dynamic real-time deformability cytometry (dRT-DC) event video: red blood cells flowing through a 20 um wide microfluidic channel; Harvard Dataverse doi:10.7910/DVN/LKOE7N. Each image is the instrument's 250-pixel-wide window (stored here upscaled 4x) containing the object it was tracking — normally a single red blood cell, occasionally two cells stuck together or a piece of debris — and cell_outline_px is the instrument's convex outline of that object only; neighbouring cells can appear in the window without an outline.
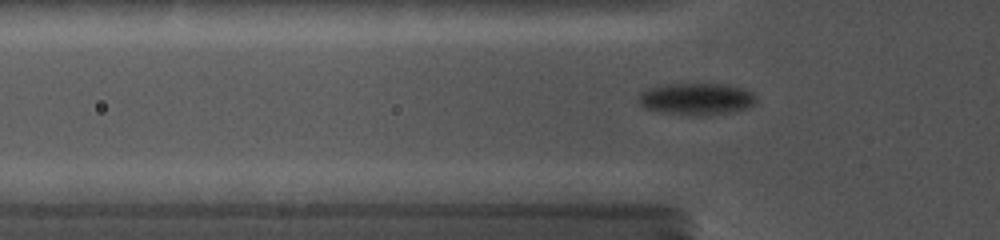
{"species": "common noctule bat (a hibernating species)", "species_latin": "Nyctalus noctula", "temperature_condition": "cold", "stored_images_in_passage": 40, "camera_frame_rate_fps": 5000, "um_per_image_px": 0.085, "animal": {"sex": "female", "body_mass_g": 19.0, "forearm_length_mm": 56.7}, "frame": {"image": 1, "passage_image": 13, "time_ms": 5.0, "image_size_px": [1000, 240], "cell_outline_px": [[752, 104], [748, 108], [708, 116], [696, 116], [660, 112], [644, 108], [640, 104], [640, 92], [648, 88], [664, 84], [716, 84], [736, 88], [748, 92], [752, 96]], "centroid_in_image_um": [59.07, 8.43], "position_along_channel_um": 66.7, "area_um2": 21.27}}
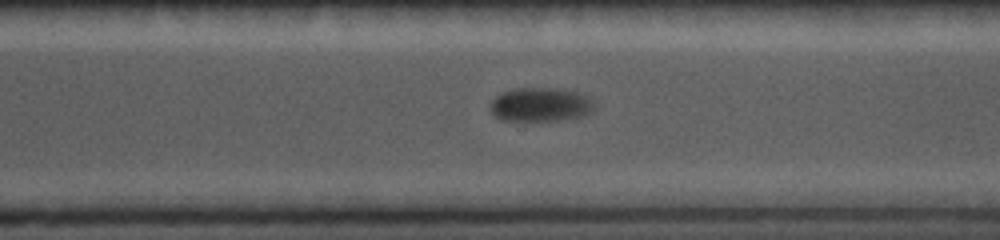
{"frame": {"image": 2, "passage_image": 29, "time_ms": 11.8, "image_size_px": [1000, 240], "cell_outline_px": [[592, 112], [580, 116], [560, 120], [500, 120], [492, 112], [492, 100], [496, 96], [504, 92], [520, 88], [540, 88], [568, 92], [584, 96], [592, 104]], "centroid_in_image_um": [45.86, 8.92], "position_along_channel_um": 324.7, "area_um2": 19.42}}
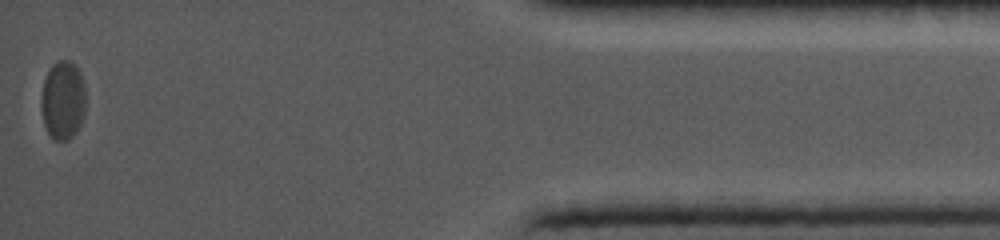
{"frame": {"image": 3, "passage_image": 40, "time_ms": 16.0, "image_size_px": [1000, 240], "cell_outline_px": [[84, 112], [80, 124], [76, 132], [68, 140], [56, 140], [48, 132], [44, 124], [40, 104], [40, 100], [44, 80], [52, 64], [60, 60], [68, 60], [80, 72], [84, 84]], "centroid_in_image_um": [5.33, 8.52], "position_along_channel_um": 429.9, "area_um2": 20.17}}